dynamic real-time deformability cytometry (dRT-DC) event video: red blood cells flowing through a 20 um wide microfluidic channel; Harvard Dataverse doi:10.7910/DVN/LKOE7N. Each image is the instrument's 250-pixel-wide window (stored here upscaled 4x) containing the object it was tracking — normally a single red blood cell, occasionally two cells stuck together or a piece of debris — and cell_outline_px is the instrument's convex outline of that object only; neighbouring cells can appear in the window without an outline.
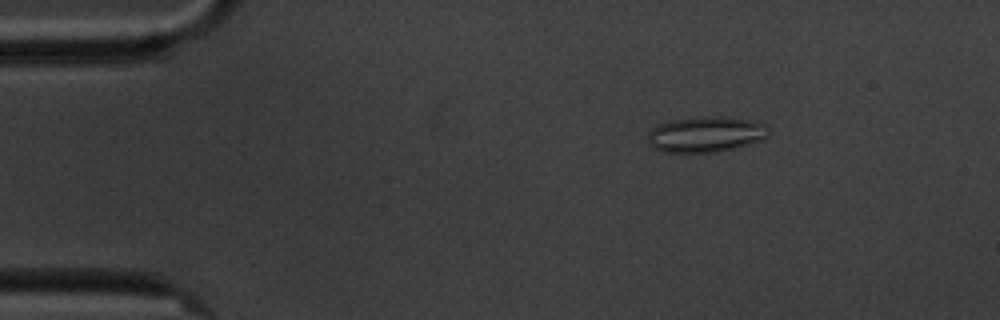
{"species": "common noctule bat (a hibernating species)", "species_latin": "Nyctalus noctula", "temperature_condition": "cold", "stored_images_in_passage": 5, "camera_frame_rate_fps": 3000, "um_per_image_px": 0.085, "animal": {"sex": "male", "body_mass_g": 20.1, "forearm_length_mm": 53.5}, "frame": {"image": 1, "passage_image": 3, "time_ms": 2.333, "image_size_px": [1000, 320], "cell_outline_px": [[772, 132], [764, 140], [716, 152], [664, 152], [656, 148], [648, 140], [648, 136], [652, 128], [660, 124], [672, 120], [696, 116], [724, 116], [748, 120], [764, 124]], "centroid_in_image_um": [60.04, 11.4], "position_along_channel_um": 25.0, "area_um2": 25.03}}
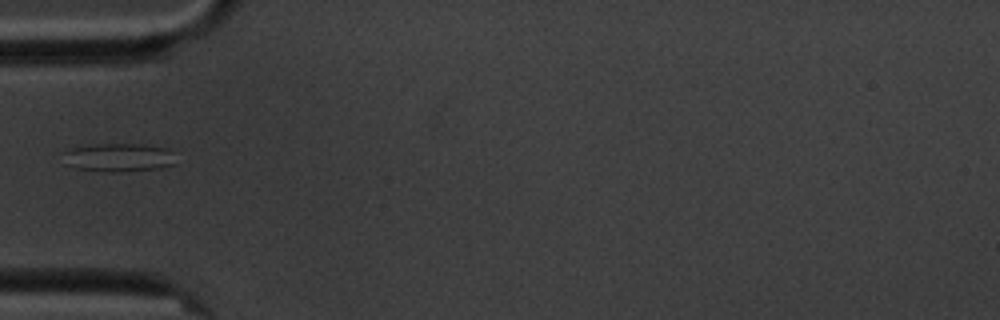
{"frame": {"image": 2, "passage_image": 5, "time_ms": 5.667, "image_size_px": [1000, 320], "cell_outline_px": [[176, 164], [160, 168], [120, 172], [100, 172], [76, 168], [68, 164], [60, 152], [76, 144], [140, 144], [168, 148], [172, 152]], "centroid_in_image_um": [10.01, 13.37], "position_along_channel_um": 75.0, "area_um2": 19.25}}